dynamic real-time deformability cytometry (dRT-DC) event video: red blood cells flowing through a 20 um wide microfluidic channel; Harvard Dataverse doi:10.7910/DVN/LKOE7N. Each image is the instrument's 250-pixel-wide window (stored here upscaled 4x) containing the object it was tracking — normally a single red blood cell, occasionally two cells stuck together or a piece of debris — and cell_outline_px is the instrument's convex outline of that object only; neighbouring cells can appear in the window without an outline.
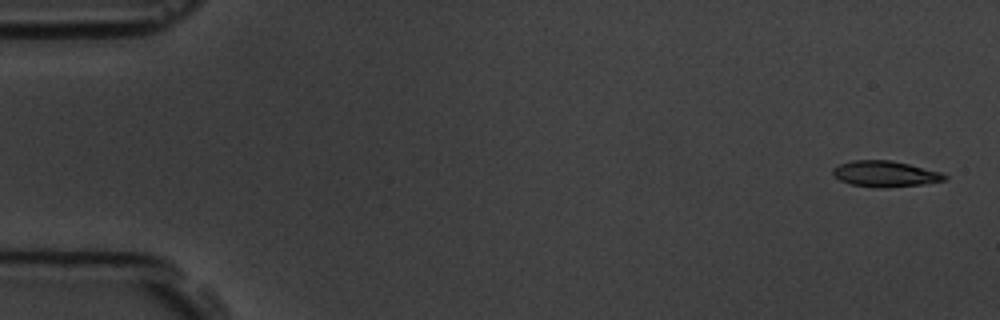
{"species": "common noctule bat (a hibernating species)", "species_latin": "Nyctalus noctula", "temperature_condition": "room temperature", "stored_images_in_passage": 3, "camera_frame_rate_fps": 3000, "um_per_image_px": 0.085, "animal": {"sex": "male", "body_mass_g": 19.5, "forearm_length_mm": 54.6}, "frame": {"image": 1, "passage_image": 1, "time_ms": 0.0, "image_size_px": [1000, 320], "cell_outline_px": [[948, 176], [944, 180], [920, 184], [888, 188], [876, 188], [852, 184], [840, 180], [832, 172], [832, 168], [840, 164], [852, 160], [892, 160], [940, 172]], "centroid_in_image_um": [75.21, 14.78], "position_along_channel_um": 9.8, "area_um2": 16.7}}